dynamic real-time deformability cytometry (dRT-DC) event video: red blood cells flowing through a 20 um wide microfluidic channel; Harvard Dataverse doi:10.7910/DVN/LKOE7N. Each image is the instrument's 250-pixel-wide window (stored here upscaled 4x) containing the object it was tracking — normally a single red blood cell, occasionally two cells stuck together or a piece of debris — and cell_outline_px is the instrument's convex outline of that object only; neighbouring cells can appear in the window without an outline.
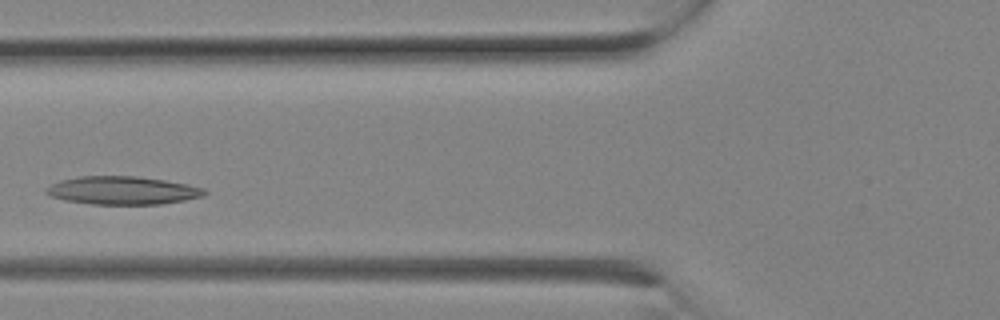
{"species": "Egyptian fruit bat (a non-hibernating species)", "species_latin": "Rousettus aegyptiacus", "temperature_condition": "room temperature", "stored_images_in_passage": 7, "camera_frame_rate_fps": 3000, "um_per_image_px": 0.085, "animal": {"sex": "female"}, "frame": {"image": 1, "passage_image": 5, "time_ms": 1.333, "image_size_px": [1000, 320], "cell_outline_px": [[208, 192], [204, 196], [184, 200], [160, 204], [92, 204], [64, 200], [52, 196], [44, 192], [44, 188], [60, 180], [80, 176], [136, 176], [164, 180], [188, 184], [204, 188]], "centroid_in_image_um": [10.41, 16.18], "position_along_channel_um": 115.4, "area_um2": 25.95}}
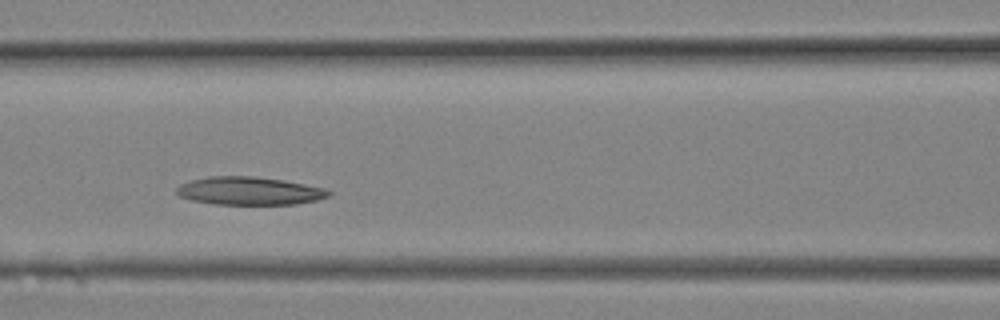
{"frame": {"image": 2, "passage_image": 6, "time_ms": 1.667, "image_size_px": [1000, 320], "cell_outline_px": [[332, 196], [316, 200], [296, 204], [212, 204], [192, 200], [180, 196], [176, 192], [176, 188], [180, 184], [192, 180], [208, 176], [252, 176], [284, 180], [324, 188], [332, 192]], "centroid_in_image_um": [21.2, 16.22], "position_along_channel_um": 145.4, "area_um2": 24.85}}